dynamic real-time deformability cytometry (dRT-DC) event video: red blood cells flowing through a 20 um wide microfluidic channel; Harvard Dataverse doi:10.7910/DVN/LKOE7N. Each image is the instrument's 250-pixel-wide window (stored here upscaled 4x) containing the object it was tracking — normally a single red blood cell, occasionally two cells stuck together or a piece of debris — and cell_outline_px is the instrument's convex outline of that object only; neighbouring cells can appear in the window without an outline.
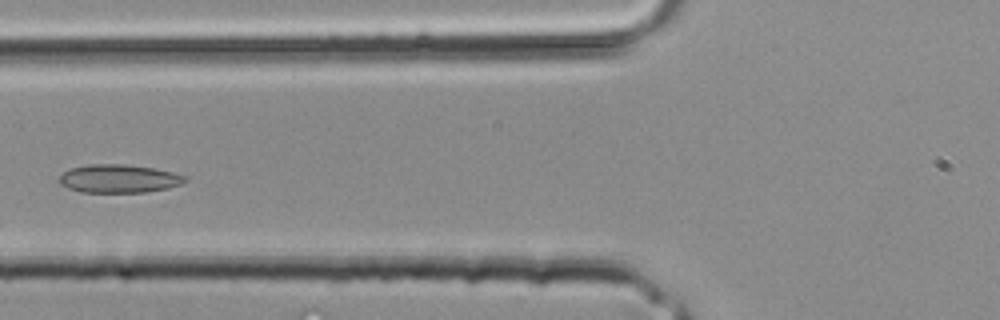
{"species": "common noctule bat (a hibernating species)", "species_latin": "Nyctalus noctula", "temperature_condition": "room temperature", "stored_images_in_passage": 25, "camera_frame_rate_fps": 3000, "um_per_image_px": 0.085, "animal": {"sex": "male", "body_mass_g": 20.4}, "frame": {"image": 1, "passage_image": 6, "time_ms": 1.667, "image_size_px": [1000, 320], "cell_outline_px": [[188, 180], [180, 184], [168, 188], [144, 192], [80, 192], [68, 188], [60, 184], [60, 176], [68, 168], [88, 164], [124, 164], [152, 168], [172, 172], [188, 176]], "centroid_in_image_um": [10.1, 15.18], "position_along_channel_um": 115.7, "area_um2": 20.75}}
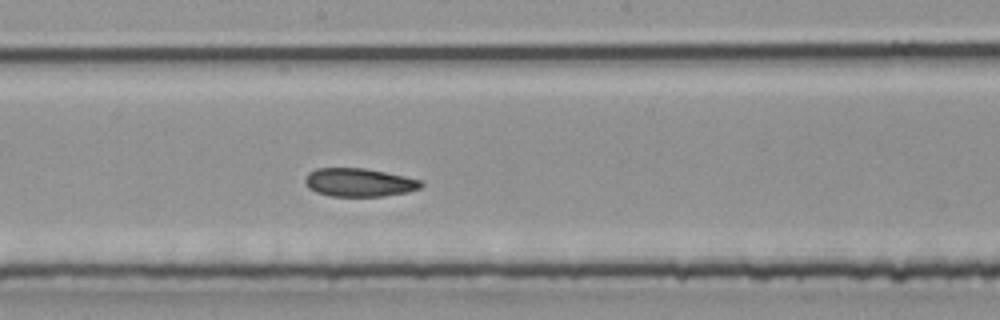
{"frame": {"image": 2, "passage_image": 11, "time_ms": 3.333, "image_size_px": [1000, 320], "cell_outline_px": [[424, 184], [420, 188], [408, 192], [380, 196], [332, 196], [316, 192], [308, 188], [304, 184], [304, 180], [308, 172], [316, 168], [364, 168], [404, 176], [420, 180]], "centroid_in_image_um": [30.48, 15.5], "position_along_channel_um": 217.7, "area_um2": 19.13}}
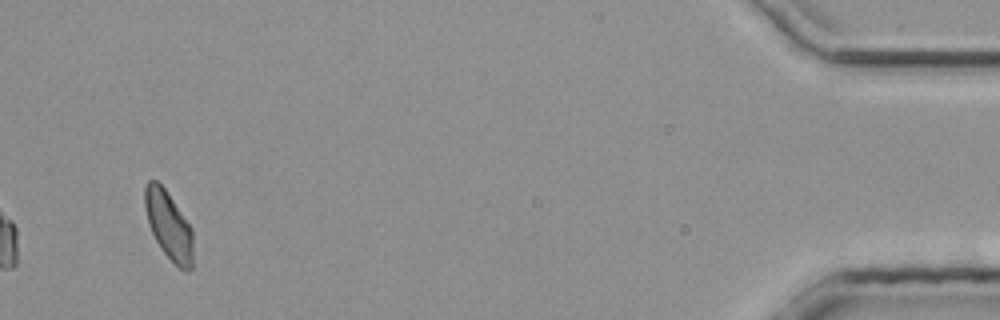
{"frame": {"image": 3, "passage_image": 25, "time_ms": 8.0, "image_size_px": [1000, 320], "cell_outline_px": [[192, 268], [188, 272], [180, 268], [160, 248], [152, 232], [148, 220], [144, 204], [144, 184], [148, 180], [156, 180], [164, 188], [192, 228]], "centroid_in_image_um": [14.33, 19.14], "position_along_channel_um": 420.9, "area_um2": 18.84}}